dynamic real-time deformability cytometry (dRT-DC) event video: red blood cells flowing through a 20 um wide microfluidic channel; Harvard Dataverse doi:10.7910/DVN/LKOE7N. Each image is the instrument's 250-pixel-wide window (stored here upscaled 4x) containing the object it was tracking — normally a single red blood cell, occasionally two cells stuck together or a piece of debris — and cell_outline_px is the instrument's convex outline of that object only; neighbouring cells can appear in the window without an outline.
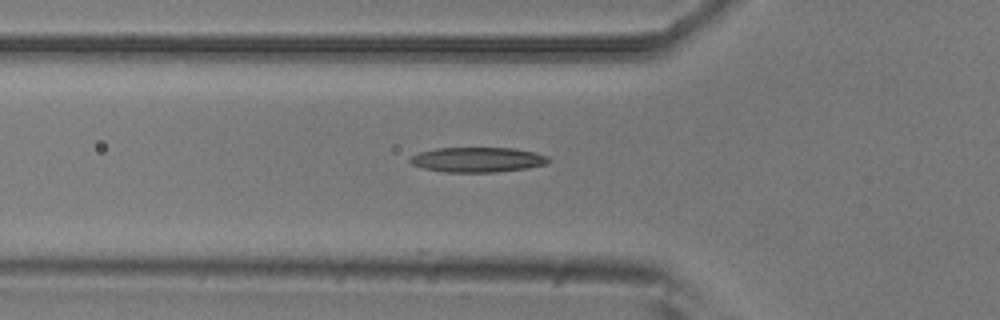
{"species": "common noctule bat (a hibernating species)", "species_latin": "Nyctalus noctula", "temperature_condition": "room temperature", "stored_images_in_passage": 3, "camera_frame_rate_fps": 3000, "um_per_image_px": 0.085, "animal": {"sex": "male", "body_mass_g": 20.5, "forearm_length_mm": 52.5}, "frame": {"image": 1, "passage_image": 3, "time_ms": 0.667, "image_size_px": [1000, 320], "cell_outline_px": [[552, 160], [544, 164], [528, 168], [496, 172], [444, 172], [424, 168], [412, 164], [408, 160], [412, 156], [420, 152], [436, 148], [512, 148], [536, 152], [548, 156]], "centroid_in_image_um": [40.62, 13.57], "position_along_channel_um": 85.2, "area_um2": 20.11}}